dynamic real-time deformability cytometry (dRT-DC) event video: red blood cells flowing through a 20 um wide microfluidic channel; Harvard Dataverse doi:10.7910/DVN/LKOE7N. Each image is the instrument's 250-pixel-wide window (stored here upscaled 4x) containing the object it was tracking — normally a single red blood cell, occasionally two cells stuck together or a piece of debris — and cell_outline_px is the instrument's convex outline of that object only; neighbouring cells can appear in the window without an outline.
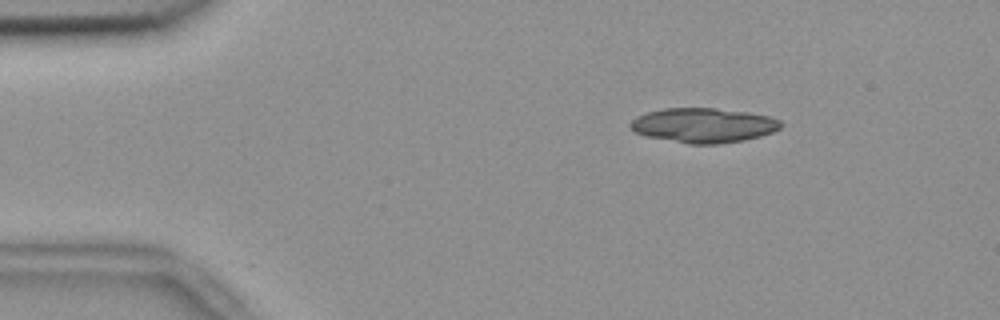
{"species": "common noctule bat (a hibernating species)", "species_latin": "Nyctalus noctula", "temperature_condition": "room temperature", "stored_images_in_passage": 27, "camera_frame_rate_fps": 3000, "um_per_image_px": 0.085, "animal": {"sex": "female", "body_mass_g": 18.4}, "frame": {"image": 1, "passage_image": 8, "time_ms": 2.333, "image_size_px": [1000, 320], "cell_outline_px": [[784, 124], [780, 128], [772, 132], [760, 136], [744, 140], [720, 144], [688, 144], [648, 136], [636, 132], [628, 124], [636, 116], [648, 112], [664, 108], [716, 108], [772, 116], [780, 120]], "centroid_in_image_um": [59.83, 10.65], "position_along_channel_um": 25.2, "area_um2": 30.35}}